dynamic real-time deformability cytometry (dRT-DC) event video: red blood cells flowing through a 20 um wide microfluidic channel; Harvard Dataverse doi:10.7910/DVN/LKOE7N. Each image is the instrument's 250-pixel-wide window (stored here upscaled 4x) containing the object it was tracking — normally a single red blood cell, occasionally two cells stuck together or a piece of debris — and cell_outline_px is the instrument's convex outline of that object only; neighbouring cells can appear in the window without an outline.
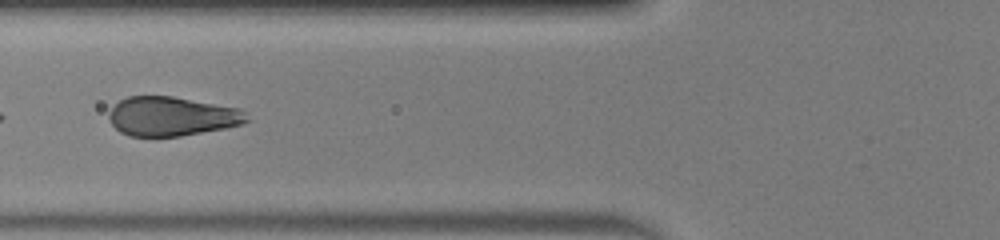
{"species": "human", "species_latin": "Homo sapiens", "temperature_condition": "warm", "stored_images_in_passage": 23, "segment_of_instrument_passage": [2, 2], "camera_frame_rate_fps": 3000, "um_per_image_px": 0.085, "donor": {"sex": "male"}, "frame": {"image": 1, "passage_image": 20, "time_ms": 6.333, "image_size_px": [1000, 240], "cell_outline_px": [[252, 120], [244, 124], [228, 128], [180, 136], [128, 136], [120, 132], [108, 120], [108, 112], [120, 100], [128, 96], [172, 96], [240, 108]], "centroid_in_image_um": [14.63, 9.89], "position_along_channel_um": 111.2, "area_um2": 31.79}}